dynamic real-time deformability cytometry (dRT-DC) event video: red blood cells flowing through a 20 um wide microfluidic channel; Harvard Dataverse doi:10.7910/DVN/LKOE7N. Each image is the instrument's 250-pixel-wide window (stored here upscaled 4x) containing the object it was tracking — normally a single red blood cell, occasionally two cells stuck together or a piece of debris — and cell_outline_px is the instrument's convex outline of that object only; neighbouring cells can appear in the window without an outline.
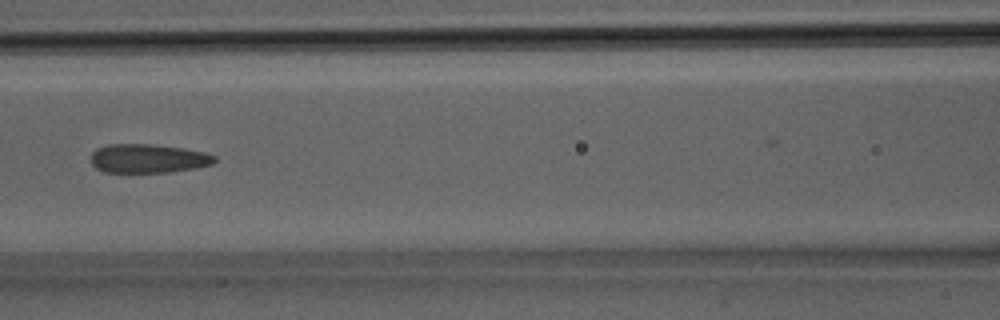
{"species": "Egyptian fruit bat (a non-hibernating species)", "species_latin": "Rousettus aegyptiacus", "temperature_condition": "room temperature", "stored_images_in_passage": 19, "camera_frame_rate_fps": 3000, "um_per_image_px": 0.085, "animal": {"sex": "male"}, "frame": {"image": 1, "passage_image": 14, "time_ms": 4.333, "image_size_px": [1000, 320], "cell_outline_px": [[216, 160], [212, 164], [196, 168], [172, 172], [104, 172], [96, 168], [92, 164], [92, 152], [96, 148], [108, 144], [148, 144], [184, 148], [204, 152], [216, 156]], "centroid_in_image_um": [12.59, 13.47], "position_along_channel_um": 154.0, "area_um2": 20.87}}